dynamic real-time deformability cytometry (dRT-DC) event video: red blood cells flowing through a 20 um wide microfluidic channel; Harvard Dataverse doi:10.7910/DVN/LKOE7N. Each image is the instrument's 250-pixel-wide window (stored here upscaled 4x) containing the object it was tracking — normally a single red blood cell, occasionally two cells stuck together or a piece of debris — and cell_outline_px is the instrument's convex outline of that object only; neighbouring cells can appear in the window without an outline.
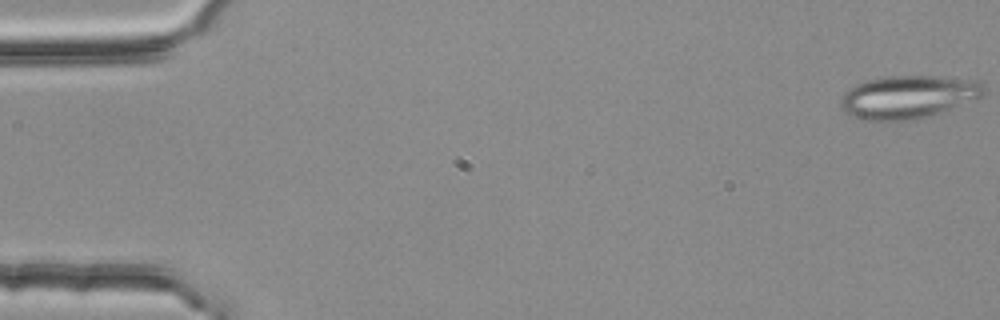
{"species": "common noctule bat (a hibernating species)", "species_latin": "Nyctalus noctula", "temperature_condition": "room temperature", "stored_images_in_passage": 5, "camera_frame_rate_fps": 3000, "um_per_image_px": 0.085, "animal": {"sex": "female", "body_mass_g": 25.1}, "frame": {"image": 1, "passage_image": 1, "time_ms": 0.0, "image_size_px": [1000, 320], "cell_outline_px": [[984, 92], [980, 96], [948, 108], [924, 116], [908, 120], [864, 120], [852, 116], [840, 104], [840, 100], [844, 92], [848, 88], [864, 80], [884, 76], [936, 76], [984, 80]], "centroid_in_image_um": [77.15, 8.19], "position_along_channel_um": 7.8, "area_um2": 35.32}}